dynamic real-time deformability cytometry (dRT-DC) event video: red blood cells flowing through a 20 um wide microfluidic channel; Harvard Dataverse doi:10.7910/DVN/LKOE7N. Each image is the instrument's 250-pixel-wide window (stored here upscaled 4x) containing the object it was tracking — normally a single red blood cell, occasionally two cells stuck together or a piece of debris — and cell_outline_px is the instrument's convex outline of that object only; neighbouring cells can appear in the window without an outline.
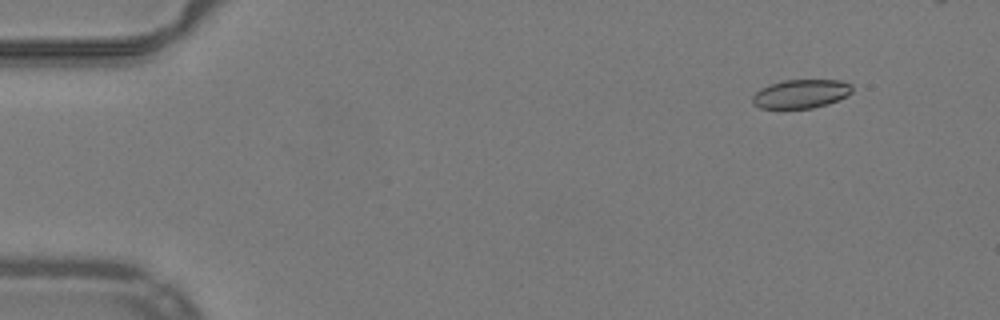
{"species": "common noctule bat (a hibernating species)", "species_latin": "Nyctalus noctula", "temperature_condition": "warm", "stored_images_in_passage": 52, "camera_frame_rate_fps": 3000, "um_per_image_px": 0.085, "animal": {"sex": "male", "body_mass_g": 19.2, "forearm_length_mm": 51.8}, "frame": {"image": 1, "passage_image": 6, "time_ms": 1.667, "image_size_px": [1000, 320], "cell_outline_px": [[852, 92], [848, 96], [828, 104], [812, 108], [760, 108], [752, 104], [752, 96], [760, 88], [768, 84], [784, 80], [840, 80], [852, 84]], "centroid_in_image_um": [68.08, 7.97], "position_along_channel_um": 16.9, "area_um2": 16.88}}
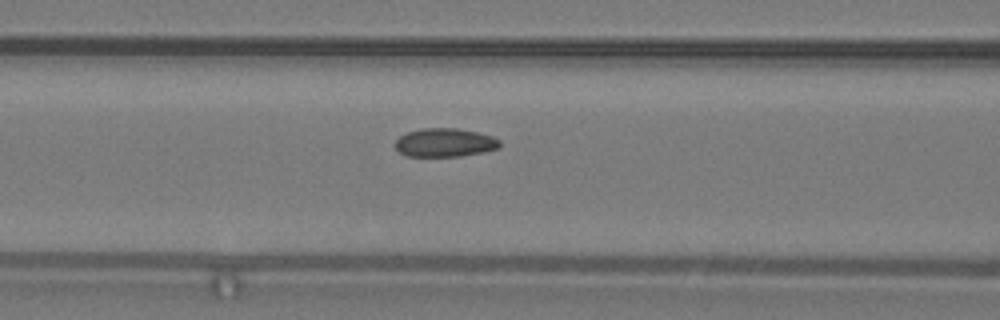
{"frame": {"image": 2, "passage_image": 23, "time_ms": 7.333, "image_size_px": [1000, 320], "cell_outline_px": [[500, 148], [484, 152], [460, 156], [404, 156], [396, 148], [396, 140], [400, 136], [408, 132], [420, 128], [456, 128], [476, 132], [492, 136], [500, 140]], "centroid_in_image_um": [37.82, 12.12], "position_along_channel_um": 128.8, "area_um2": 17.4}}
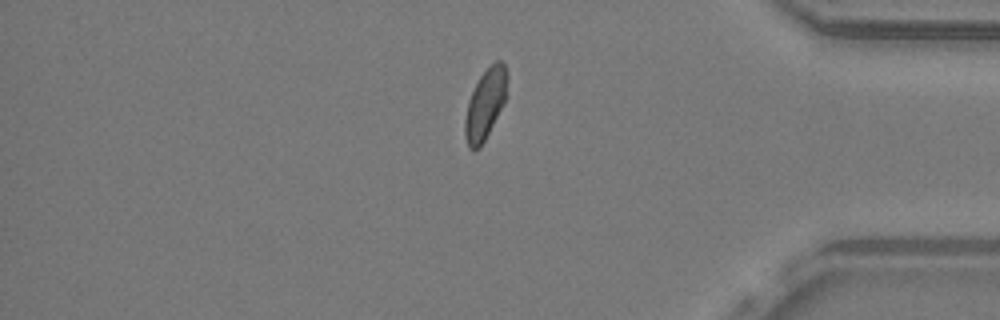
{"frame": {"image": 3, "passage_image": 45, "time_ms": 14.667, "image_size_px": [1000, 320], "cell_outline_px": [[508, 76], [504, 104], [480, 148], [468, 148], [464, 136], [464, 120], [468, 100], [480, 76], [496, 60], [500, 60], [504, 64]], "centroid_in_image_um": [41.24, 8.86], "position_along_channel_um": 394.0, "area_um2": 17.17}, "authors_computed_cell_mechanics": {"area_um2": 17.5712, "velocity_mm_per_s": 3.9808, "shape_relaxation_time_tau1_ms": null, "shape_relaxation_time_tau2_ms": 1.3799, "deformation_change_tau1": null, "deformation_change_tau2": 0.0618}}